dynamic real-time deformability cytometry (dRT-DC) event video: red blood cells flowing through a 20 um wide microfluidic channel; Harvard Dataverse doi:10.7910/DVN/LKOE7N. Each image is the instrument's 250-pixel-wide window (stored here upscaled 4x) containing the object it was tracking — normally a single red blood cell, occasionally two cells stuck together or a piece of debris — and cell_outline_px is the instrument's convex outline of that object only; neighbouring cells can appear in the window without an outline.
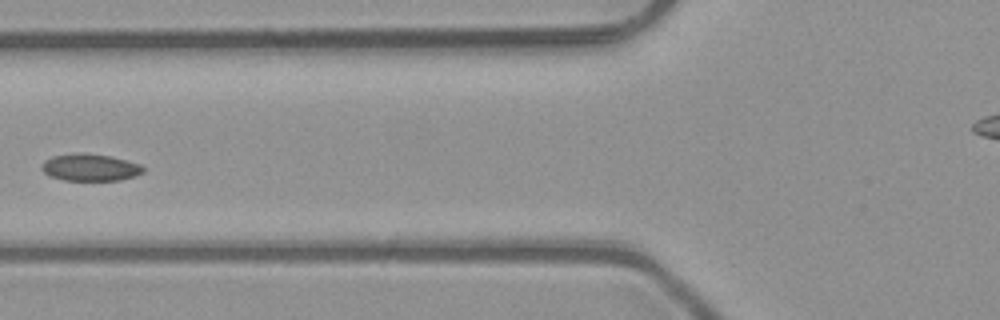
{"species": "common noctule bat (a hibernating species)", "species_latin": "Nyctalus noctula", "temperature_condition": "room temperature", "stored_images_in_passage": 5, "camera_frame_rate_fps": 3000, "um_per_image_px": 0.085, "animal": {"sex": "male", "body_mass_g": 23.1, "forearm_length_mm": 52.7}, "frame": {"image": 1, "passage_image": 5, "time_ms": 1.333, "image_size_px": [1000, 320], "cell_outline_px": [[144, 172], [136, 176], [120, 180], [64, 180], [48, 176], [40, 168], [44, 160], [52, 156], [76, 152], [84, 152], [112, 156], [140, 164], [144, 168]], "centroid_in_image_um": [7.64, 14.22], "position_along_channel_um": 118.2, "area_um2": 16.3}}